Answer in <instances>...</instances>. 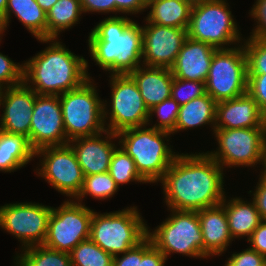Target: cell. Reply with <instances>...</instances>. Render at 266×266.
Listing matches in <instances>:
<instances>
[{
	"mask_svg": "<svg viewBox=\"0 0 266 266\" xmlns=\"http://www.w3.org/2000/svg\"><path fill=\"white\" fill-rule=\"evenodd\" d=\"M225 266H266V257L249 247L240 253H233Z\"/></svg>",
	"mask_w": 266,
	"mask_h": 266,
	"instance_id": "obj_38",
	"label": "cell"
},
{
	"mask_svg": "<svg viewBox=\"0 0 266 266\" xmlns=\"http://www.w3.org/2000/svg\"><path fill=\"white\" fill-rule=\"evenodd\" d=\"M266 128V115L247 93L216 105L215 129Z\"/></svg>",
	"mask_w": 266,
	"mask_h": 266,
	"instance_id": "obj_19",
	"label": "cell"
},
{
	"mask_svg": "<svg viewBox=\"0 0 266 266\" xmlns=\"http://www.w3.org/2000/svg\"><path fill=\"white\" fill-rule=\"evenodd\" d=\"M119 189L115 180L108 172L84 176L80 193L75 198L81 203L84 196H92L95 199H108ZM81 200V201H80Z\"/></svg>",
	"mask_w": 266,
	"mask_h": 266,
	"instance_id": "obj_32",
	"label": "cell"
},
{
	"mask_svg": "<svg viewBox=\"0 0 266 266\" xmlns=\"http://www.w3.org/2000/svg\"><path fill=\"white\" fill-rule=\"evenodd\" d=\"M227 5L225 0H214L192 7L188 37L215 49H229L225 45L240 43L242 38Z\"/></svg>",
	"mask_w": 266,
	"mask_h": 266,
	"instance_id": "obj_9",
	"label": "cell"
},
{
	"mask_svg": "<svg viewBox=\"0 0 266 266\" xmlns=\"http://www.w3.org/2000/svg\"><path fill=\"white\" fill-rule=\"evenodd\" d=\"M218 151L207 154L223 166H256L266 155V128L215 129ZM257 163V164H256Z\"/></svg>",
	"mask_w": 266,
	"mask_h": 266,
	"instance_id": "obj_10",
	"label": "cell"
},
{
	"mask_svg": "<svg viewBox=\"0 0 266 266\" xmlns=\"http://www.w3.org/2000/svg\"><path fill=\"white\" fill-rule=\"evenodd\" d=\"M33 157L35 152L25 136L0 130V171L13 172L28 164Z\"/></svg>",
	"mask_w": 266,
	"mask_h": 266,
	"instance_id": "obj_27",
	"label": "cell"
},
{
	"mask_svg": "<svg viewBox=\"0 0 266 266\" xmlns=\"http://www.w3.org/2000/svg\"><path fill=\"white\" fill-rule=\"evenodd\" d=\"M129 75L136 82L144 104L149 110L171 97L174 76L170 68L142 65Z\"/></svg>",
	"mask_w": 266,
	"mask_h": 266,
	"instance_id": "obj_22",
	"label": "cell"
},
{
	"mask_svg": "<svg viewBox=\"0 0 266 266\" xmlns=\"http://www.w3.org/2000/svg\"><path fill=\"white\" fill-rule=\"evenodd\" d=\"M122 254L121 258L114 256L113 266H139V260H142V242Z\"/></svg>",
	"mask_w": 266,
	"mask_h": 266,
	"instance_id": "obj_42",
	"label": "cell"
},
{
	"mask_svg": "<svg viewBox=\"0 0 266 266\" xmlns=\"http://www.w3.org/2000/svg\"><path fill=\"white\" fill-rule=\"evenodd\" d=\"M16 255V266H72L70 253L53 250L44 245H35L23 249Z\"/></svg>",
	"mask_w": 266,
	"mask_h": 266,
	"instance_id": "obj_29",
	"label": "cell"
},
{
	"mask_svg": "<svg viewBox=\"0 0 266 266\" xmlns=\"http://www.w3.org/2000/svg\"><path fill=\"white\" fill-rule=\"evenodd\" d=\"M251 248L266 257V220H263L247 240Z\"/></svg>",
	"mask_w": 266,
	"mask_h": 266,
	"instance_id": "obj_43",
	"label": "cell"
},
{
	"mask_svg": "<svg viewBox=\"0 0 266 266\" xmlns=\"http://www.w3.org/2000/svg\"><path fill=\"white\" fill-rule=\"evenodd\" d=\"M253 6L250 15L256 20L257 26L251 32V37L266 40V0H257Z\"/></svg>",
	"mask_w": 266,
	"mask_h": 266,
	"instance_id": "obj_40",
	"label": "cell"
},
{
	"mask_svg": "<svg viewBox=\"0 0 266 266\" xmlns=\"http://www.w3.org/2000/svg\"><path fill=\"white\" fill-rule=\"evenodd\" d=\"M8 0H0V19L4 16Z\"/></svg>",
	"mask_w": 266,
	"mask_h": 266,
	"instance_id": "obj_48",
	"label": "cell"
},
{
	"mask_svg": "<svg viewBox=\"0 0 266 266\" xmlns=\"http://www.w3.org/2000/svg\"><path fill=\"white\" fill-rule=\"evenodd\" d=\"M146 22L148 23L146 26H141L143 32V64L171 68L188 37L187 29Z\"/></svg>",
	"mask_w": 266,
	"mask_h": 266,
	"instance_id": "obj_16",
	"label": "cell"
},
{
	"mask_svg": "<svg viewBox=\"0 0 266 266\" xmlns=\"http://www.w3.org/2000/svg\"><path fill=\"white\" fill-rule=\"evenodd\" d=\"M21 65L19 63H14L10 58H8V56L0 53V87L2 89L17 86L23 83L24 66L23 64Z\"/></svg>",
	"mask_w": 266,
	"mask_h": 266,
	"instance_id": "obj_36",
	"label": "cell"
},
{
	"mask_svg": "<svg viewBox=\"0 0 266 266\" xmlns=\"http://www.w3.org/2000/svg\"><path fill=\"white\" fill-rule=\"evenodd\" d=\"M146 21L161 26L188 29L192 6L185 0H148Z\"/></svg>",
	"mask_w": 266,
	"mask_h": 266,
	"instance_id": "obj_25",
	"label": "cell"
},
{
	"mask_svg": "<svg viewBox=\"0 0 266 266\" xmlns=\"http://www.w3.org/2000/svg\"><path fill=\"white\" fill-rule=\"evenodd\" d=\"M102 133H105V139L101 138L103 137ZM112 138H118L117 134L105 130L97 135L79 137L69 141L84 176L108 172L112 154L117 146L112 143Z\"/></svg>",
	"mask_w": 266,
	"mask_h": 266,
	"instance_id": "obj_18",
	"label": "cell"
},
{
	"mask_svg": "<svg viewBox=\"0 0 266 266\" xmlns=\"http://www.w3.org/2000/svg\"><path fill=\"white\" fill-rule=\"evenodd\" d=\"M93 210L73 200L53 208L43 245L70 253L80 242L89 239Z\"/></svg>",
	"mask_w": 266,
	"mask_h": 266,
	"instance_id": "obj_11",
	"label": "cell"
},
{
	"mask_svg": "<svg viewBox=\"0 0 266 266\" xmlns=\"http://www.w3.org/2000/svg\"><path fill=\"white\" fill-rule=\"evenodd\" d=\"M206 94L205 82L173 78L171 98L180 106Z\"/></svg>",
	"mask_w": 266,
	"mask_h": 266,
	"instance_id": "obj_35",
	"label": "cell"
},
{
	"mask_svg": "<svg viewBox=\"0 0 266 266\" xmlns=\"http://www.w3.org/2000/svg\"><path fill=\"white\" fill-rule=\"evenodd\" d=\"M216 105L217 102L206 93L205 95L180 106L176 125L172 134L180 130H188V128H196L205 124H211L214 131L216 122Z\"/></svg>",
	"mask_w": 266,
	"mask_h": 266,
	"instance_id": "obj_26",
	"label": "cell"
},
{
	"mask_svg": "<svg viewBox=\"0 0 266 266\" xmlns=\"http://www.w3.org/2000/svg\"><path fill=\"white\" fill-rule=\"evenodd\" d=\"M88 38L91 57L103 70L111 74H129L141 66L142 28L127 16L105 18Z\"/></svg>",
	"mask_w": 266,
	"mask_h": 266,
	"instance_id": "obj_2",
	"label": "cell"
},
{
	"mask_svg": "<svg viewBox=\"0 0 266 266\" xmlns=\"http://www.w3.org/2000/svg\"><path fill=\"white\" fill-rule=\"evenodd\" d=\"M70 257L72 266H113L114 258L90 238L80 242L70 252Z\"/></svg>",
	"mask_w": 266,
	"mask_h": 266,
	"instance_id": "obj_30",
	"label": "cell"
},
{
	"mask_svg": "<svg viewBox=\"0 0 266 266\" xmlns=\"http://www.w3.org/2000/svg\"><path fill=\"white\" fill-rule=\"evenodd\" d=\"M89 78L76 89L59 95L67 140L105 132L104 102ZM61 96V97H60Z\"/></svg>",
	"mask_w": 266,
	"mask_h": 266,
	"instance_id": "obj_6",
	"label": "cell"
},
{
	"mask_svg": "<svg viewBox=\"0 0 266 266\" xmlns=\"http://www.w3.org/2000/svg\"><path fill=\"white\" fill-rule=\"evenodd\" d=\"M35 98L36 92L24 82L17 86L2 89L0 107L2 105L4 113L0 118V130L10 134L23 135L29 142Z\"/></svg>",
	"mask_w": 266,
	"mask_h": 266,
	"instance_id": "obj_17",
	"label": "cell"
},
{
	"mask_svg": "<svg viewBox=\"0 0 266 266\" xmlns=\"http://www.w3.org/2000/svg\"><path fill=\"white\" fill-rule=\"evenodd\" d=\"M217 49L189 37L183 43L174 65L170 68L174 78L205 82L214 52Z\"/></svg>",
	"mask_w": 266,
	"mask_h": 266,
	"instance_id": "obj_20",
	"label": "cell"
},
{
	"mask_svg": "<svg viewBox=\"0 0 266 266\" xmlns=\"http://www.w3.org/2000/svg\"><path fill=\"white\" fill-rule=\"evenodd\" d=\"M38 5L46 12V14L49 12V10L53 7L54 4L57 3L58 0H36Z\"/></svg>",
	"mask_w": 266,
	"mask_h": 266,
	"instance_id": "obj_46",
	"label": "cell"
},
{
	"mask_svg": "<svg viewBox=\"0 0 266 266\" xmlns=\"http://www.w3.org/2000/svg\"><path fill=\"white\" fill-rule=\"evenodd\" d=\"M110 117H107L104 103V122L110 118L106 130L119 133L125 129L143 127L149 124V109L145 106L134 79L129 74H111Z\"/></svg>",
	"mask_w": 266,
	"mask_h": 266,
	"instance_id": "obj_12",
	"label": "cell"
},
{
	"mask_svg": "<svg viewBox=\"0 0 266 266\" xmlns=\"http://www.w3.org/2000/svg\"><path fill=\"white\" fill-rule=\"evenodd\" d=\"M244 43L248 74H266V40L250 36Z\"/></svg>",
	"mask_w": 266,
	"mask_h": 266,
	"instance_id": "obj_33",
	"label": "cell"
},
{
	"mask_svg": "<svg viewBox=\"0 0 266 266\" xmlns=\"http://www.w3.org/2000/svg\"><path fill=\"white\" fill-rule=\"evenodd\" d=\"M52 207L39 203H13L0 207V227L22 242V249L43 245Z\"/></svg>",
	"mask_w": 266,
	"mask_h": 266,
	"instance_id": "obj_13",
	"label": "cell"
},
{
	"mask_svg": "<svg viewBox=\"0 0 266 266\" xmlns=\"http://www.w3.org/2000/svg\"><path fill=\"white\" fill-rule=\"evenodd\" d=\"M148 0H111V12L136 14L147 9Z\"/></svg>",
	"mask_w": 266,
	"mask_h": 266,
	"instance_id": "obj_41",
	"label": "cell"
},
{
	"mask_svg": "<svg viewBox=\"0 0 266 266\" xmlns=\"http://www.w3.org/2000/svg\"><path fill=\"white\" fill-rule=\"evenodd\" d=\"M187 1L192 7L200 5V4H205L207 2H211L214 0H185Z\"/></svg>",
	"mask_w": 266,
	"mask_h": 266,
	"instance_id": "obj_47",
	"label": "cell"
},
{
	"mask_svg": "<svg viewBox=\"0 0 266 266\" xmlns=\"http://www.w3.org/2000/svg\"><path fill=\"white\" fill-rule=\"evenodd\" d=\"M165 262L166 256L146 237L142 241V260H139V266H164Z\"/></svg>",
	"mask_w": 266,
	"mask_h": 266,
	"instance_id": "obj_39",
	"label": "cell"
},
{
	"mask_svg": "<svg viewBox=\"0 0 266 266\" xmlns=\"http://www.w3.org/2000/svg\"><path fill=\"white\" fill-rule=\"evenodd\" d=\"M247 92L266 115V74H248Z\"/></svg>",
	"mask_w": 266,
	"mask_h": 266,
	"instance_id": "obj_37",
	"label": "cell"
},
{
	"mask_svg": "<svg viewBox=\"0 0 266 266\" xmlns=\"http://www.w3.org/2000/svg\"><path fill=\"white\" fill-rule=\"evenodd\" d=\"M39 41L52 43L23 64V82L38 95L59 96L90 78L88 61L84 57L74 55L56 38Z\"/></svg>",
	"mask_w": 266,
	"mask_h": 266,
	"instance_id": "obj_3",
	"label": "cell"
},
{
	"mask_svg": "<svg viewBox=\"0 0 266 266\" xmlns=\"http://www.w3.org/2000/svg\"><path fill=\"white\" fill-rule=\"evenodd\" d=\"M260 164H262V165L264 166V171H263V172H261V173H262V175L260 176V178H261L263 181H265V182H266V155H265V157H264V160H263V162H262V163H260Z\"/></svg>",
	"mask_w": 266,
	"mask_h": 266,
	"instance_id": "obj_49",
	"label": "cell"
},
{
	"mask_svg": "<svg viewBox=\"0 0 266 266\" xmlns=\"http://www.w3.org/2000/svg\"><path fill=\"white\" fill-rule=\"evenodd\" d=\"M252 200L262 218L266 220V182L259 178Z\"/></svg>",
	"mask_w": 266,
	"mask_h": 266,
	"instance_id": "obj_44",
	"label": "cell"
},
{
	"mask_svg": "<svg viewBox=\"0 0 266 266\" xmlns=\"http://www.w3.org/2000/svg\"><path fill=\"white\" fill-rule=\"evenodd\" d=\"M223 168L207 153L179 154L161 179L169 209L199 211L224 200Z\"/></svg>",
	"mask_w": 266,
	"mask_h": 266,
	"instance_id": "obj_1",
	"label": "cell"
},
{
	"mask_svg": "<svg viewBox=\"0 0 266 266\" xmlns=\"http://www.w3.org/2000/svg\"><path fill=\"white\" fill-rule=\"evenodd\" d=\"M172 214L147 237L166 259L171 253H180L189 257L203 256V235L197 211H178L170 209Z\"/></svg>",
	"mask_w": 266,
	"mask_h": 266,
	"instance_id": "obj_7",
	"label": "cell"
},
{
	"mask_svg": "<svg viewBox=\"0 0 266 266\" xmlns=\"http://www.w3.org/2000/svg\"><path fill=\"white\" fill-rule=\"evenodd\" d=\"M239 46L217 49L213 54L205 86L217 103L247 93V55L244 46Z\"/></svg>",
	"mask_w": 266,
	"mask_h": 266,
	"instance_id": "obj_8",
	"label": "cell"
},
{
	"mask_svg": "<svg viewBox=\"0 0 266 266\" xmlns=\"http://www.w3.org/2000/svg\"><path fill=\"white\" fill-rule=\"evenodd\" d=\"M35 156L43 157L38 174L58 192L75 199L81 191L84 175L70 144L44 147L37 150Z\"/></svg>",
	"mask_w": 266,
	"mask_h": 266,
	"instance_id": "obj_14",
	"label": "cell"
},
{
	"mask_svg": "<svg viewBox=\"0 0 266 266\" xmlns=\"http://www.w3.org/2000/svg\"><path fill=\"white\" fill-rule=\"evenodd\" d=\"M58 95H38L31 117L29 145L34 152L68 144Z\"/></svg>",
	"mask_w": 266,
	"mask_h": 266,
	"instance_id": "obj_15",
	"label": "cell"
},
{
	"mask_svg": "<svg viewBox=\"0 0 266 266\" xmlns=\"http://www.w3.org/2000/svg\"><path fill=\"white\" fill-rule=\"evenodd\" d=\"M83 13L86 12H111V0H80Z\"/></svg>",
	"mask_w": 266,
	"mask_h": 266,
	"instance_id": "obj_45",
	"label": "cell"
},
{
	"mask_svg": "<svg viewBox=\"0 0 266 266\" xmlns=\"http://www.w3.org/2000/svg\"><path fill=\"white\" fill-rule=\"evenodd\" d=\"M203 235V256H216L227 250L233 238L229 231L227 214L219 204L197 211Z\"/></svg>",
	"mask_w": 266,
	"mask_h": 266,
	"instance_id": "obj_21",
	"label": "cell"
},
{
	"mask_svg": "<svg viewBox=\"0 0 266 266\" xmlns=\"http://www.w3.org/2000/svg\"><path fill=\"white\" fill-rule=\"evenodd\" d=\"M108 173L115 180L118 187L120 184H127L131 181L147 183L138 173L134 160L124 151L121 145L120 148L116 147L112 154Z\"/></svg>",
	"mask_w": 266,
	"mask_h": 266,
	"instance_id": "obj_31",
	"label": "cell"
},
{
	"mask_svg": "<svg viewBox=\"0 0 266 266\" xmlns=\"http://www.w3.org/2000/svg\"><path fill=\"white\" fill-rule=\"evenodd\" d=\"M82 13L80 0H58L47 13V39H58L61 31L79 22Z\"/></svg>",
	"mask_w": 266,
	"mask_h": 266,
	"instance_id": "obj_28",
	"label": "cell"
},
{
	"mask_svg": "<svg viewBox=\"0 0 266 266\" xmlns=\"http://www.w3.org/2000/svg\"><path fill=\"white\" fill-rule=\"evenodd\" d=\"M239 197L231 198L226 202V196L221 205L224 207L232 238L247 236V240L253 231L263 221L254 203L247 202Z\"/></svg>",
	"mask_w": 266,
	"mask_h": 266,
	"instance_id": "obj_24",
	"label": "cell"
},
{
	"mask_svg": "<svg viewBox=\"0 0 266 266\" xmlns=\"http://www.w3.org/2000/svg\"><path fill=\"white\" fill-rule=\"evenodd\" d=\"M180 105L171 97L155 105L149 110V119H152L153 113L158 116V123L151 126L158 130H164L172 133L174 131Z\"/></svg>",
	"mask_w": 266,
	"mask_h": 266,
	"instance_id": "obj_34",
	"label": "cell"
},
{
	"mask_svg": "<svg viewBox=\"0 0 266 266\" xmlns=\"http://www.w3.org/2000/svg\"><path fill=\"white\" fill-rule=\"evenodd\" d=\"M146 225L135 206L104 214L93 211L89 238L112 256L120 255L147 237Z\"/></svg>",
	"mask_w": 266,
	"mask_h": 266,
	"instance_id": "obj_5",
	"label": "cell"
},
{
	"mask_svg": "<svg viewBox=\"0 0 266 266\" xmlns=\"http://www.w3.org/2000/svg\"><path fill=\"white\" fill-rule=\"evenodd\" d=\"M171 134L146 126L117 133L118 139L121 137L118 144L134 160L138 173L147 183L161 181L178 155L165 143L164 139Z\"/></svg>",
	"mask_w": 266,
	"mask_h": 266,
	"instance_id": "obj_4",
	"label": "cell"
},
{
	"mask_svg": "<svg viewBox=\"0 0 266 266\" xmlns=\"http://www.w3.org/2000/svg\"><path fill=\"white\" fill-rule=\"evenodd\" d=\"M11 13L15 14L37 40L47 39V14L36 0H8L5 14L0 19V34L6 30Z\"/></svg>",
	"mask_w": 266,
	"mask_h": 266,
	"instance_id": "obj_23",
	"label": "cell"
}]
</instances>
